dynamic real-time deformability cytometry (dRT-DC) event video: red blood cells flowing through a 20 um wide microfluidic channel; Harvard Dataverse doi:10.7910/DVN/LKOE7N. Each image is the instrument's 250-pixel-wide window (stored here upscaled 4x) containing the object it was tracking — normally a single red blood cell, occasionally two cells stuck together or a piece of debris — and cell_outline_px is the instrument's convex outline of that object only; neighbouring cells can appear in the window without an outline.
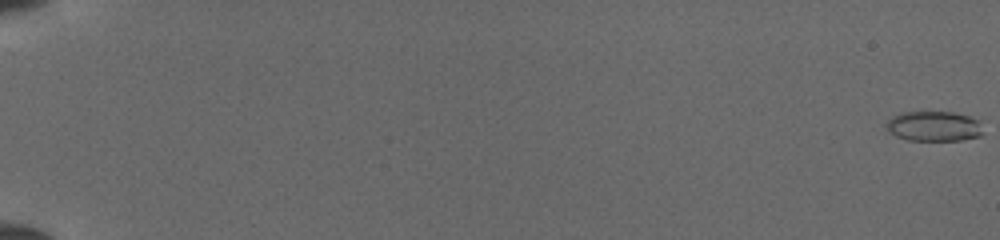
{"species": "common noctule bat (a hibernating species)", "species_latin": "Nyctalus noctula", "temperature_condition": "cold", "stored_images_in_passage": 53, "camera_frame_rate_fps": 3000, "um_per_image_px": 0.085, "animal": {"sex": "female", "body_mass_g": 19.5, "forearm_length_mm": 54.1}, "frame": {"image": 1, "passage_image": 1, "time_ms": 0.0, "image_size_px": [1000, 240], "cell_outline_px": [[984, 132], [980, 136], [960, 140], [908, 140], [896, 136], [888, 132], [884, 124], [892, 116], [900, 112], [952, 112], [968, 116], [980, 120]], "centroid_in_image_um": [79.37, 10.72], "position_along_channel_um": 5.6, "area_um2": 17.17}}
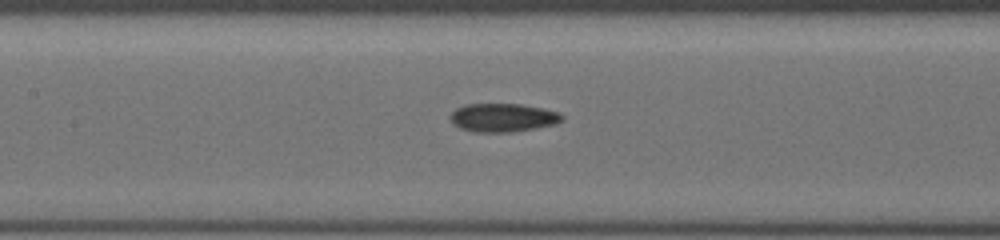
{"frame": {"image": 2, "passage_image": 28, "time_ms": 9.0, "image_size_px": [1000, 240], "cell_outline_px": [[564, 120], [556, 124], [512, 132], [476, 132], [460, 128], [452, 120], [452, 112], [456, 108], [464, 104], [520, 104], [544, 108], [560, 112], [564, 116]], "centroid_in_image_um": [42.81, 9.99], "position_along_channel_um": 164.6, "area_um2": 18.5}}
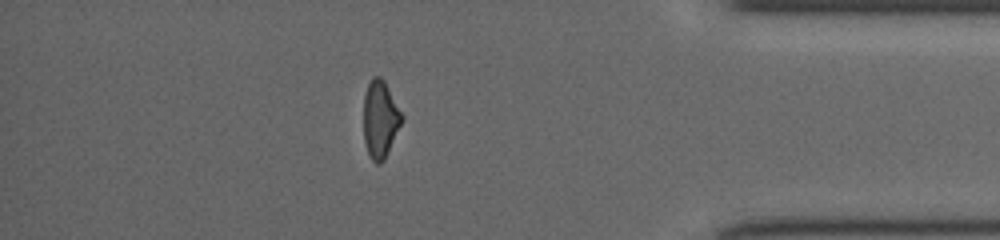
{"frame": {"image": 3, "passage_image": 47, "time_ms": 15.333, "image_size_px": [1000, 240], "cell_outline_px": [[404, 120], [384, 160], [380, 164], [376, 164], [368, 156], [364, 140], [364, 96], [368, 84], [372, 76], [380, 76], [384, 80], [404, 116]], "centroid_in_image_um": [32.33, 10.15], "position_along_channel_um": 402.9, "area_um2": 17.46}}